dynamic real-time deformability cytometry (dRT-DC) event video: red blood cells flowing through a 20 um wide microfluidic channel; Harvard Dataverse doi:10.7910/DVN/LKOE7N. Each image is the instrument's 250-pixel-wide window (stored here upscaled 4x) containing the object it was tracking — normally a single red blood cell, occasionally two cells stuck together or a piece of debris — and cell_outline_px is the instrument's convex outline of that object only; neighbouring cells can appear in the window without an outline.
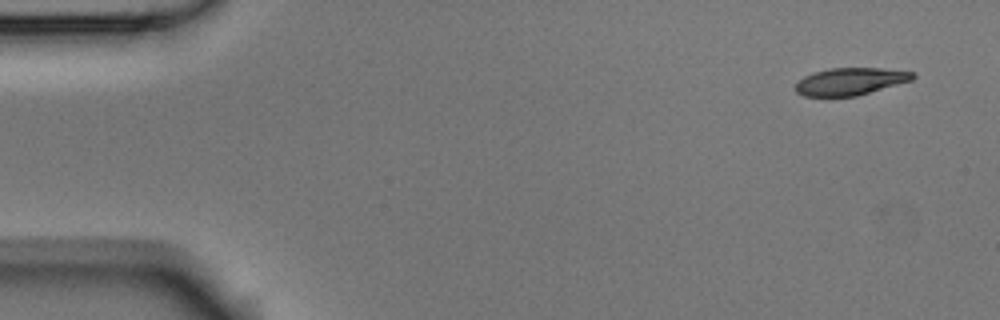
{"species": "Egyptian fruit bat (a non-hibernating species)", "species_latin": "Rousettus aegyptiacus", "temperature_condition": "room temperature", "stored_images_in_passage": 4, "camera_frame_rate_fps": 3000, "um_per_image_px": 0.085, "animal": {"sex": "male"}, "frame": {"image": 1, "passage_image": 1, "time_ms": 0.0, "image_size_px": [1000, 320], "cell_outline_px": [[916, 76], [912, 80], [856, 96], [804, 96], [796, 92], [796, 84], [804, 76], [812, 72], [828, 68], [880, 68], [916, 72]], "centroid_in_image_um": [72.28, 6.91], "position_along_channel_um": 12.7, "area_um2": 18.61}}
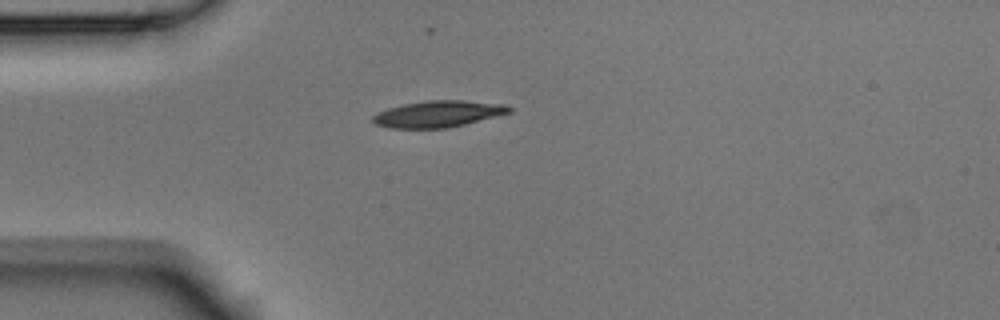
{"frame": {"image": 2, "passage_image": 3, "time_ms": 0.667, "image_size_px": [1000, 320], "cell_outline_px": [[512, 112], [448, 128], [392, 128], [376, 124], [372, 120], [372, 116], [388, 108], [404, 104], [428, 100], [460, 100], [508, 104], [512, 108]], "centroid_in_image_um": [37.28, 9.68], "position_along_channel_um": 47.7, "area_um2": 20.92}}